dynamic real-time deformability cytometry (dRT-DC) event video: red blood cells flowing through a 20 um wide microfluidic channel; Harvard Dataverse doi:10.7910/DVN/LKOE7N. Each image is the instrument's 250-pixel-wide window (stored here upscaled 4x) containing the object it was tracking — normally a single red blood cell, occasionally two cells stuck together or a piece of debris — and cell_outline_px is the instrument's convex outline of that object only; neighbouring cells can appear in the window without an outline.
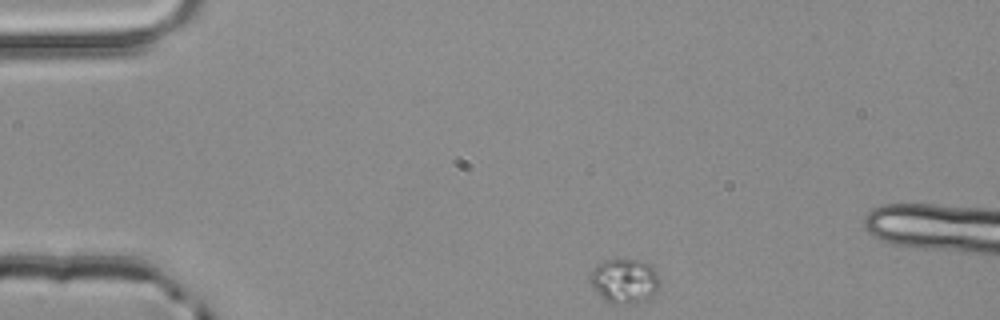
{"species": "common noctule bat (a hibernating species)", "species_latin": "Nyctalus noctula", "temperature_condition": "room temperature", "stored_images_in_passage": 2, "camera_frame_rate_fps": 3000, "um_per_image_px": 0.085, "animal": {"sex": "male", "body_mass_g": 20.4}, "frame": {"image": 1, "passage_image": 1, "time_ms": 0.0, "image_size_px": [1000, 320], "cell_outline_px": [[660, 284], [656, 292], [648, 300], [636, 304], [612, 304], [604, 300], [600, 296], [588, 280], [588, 276], [604, 260], [640, 260], [648, 264], [652, 268], [660, 280]], "centroid_in_image_um": [53.09, 23.93], "position_along_channel_um": 31.9, "area_um2": 18.09}}